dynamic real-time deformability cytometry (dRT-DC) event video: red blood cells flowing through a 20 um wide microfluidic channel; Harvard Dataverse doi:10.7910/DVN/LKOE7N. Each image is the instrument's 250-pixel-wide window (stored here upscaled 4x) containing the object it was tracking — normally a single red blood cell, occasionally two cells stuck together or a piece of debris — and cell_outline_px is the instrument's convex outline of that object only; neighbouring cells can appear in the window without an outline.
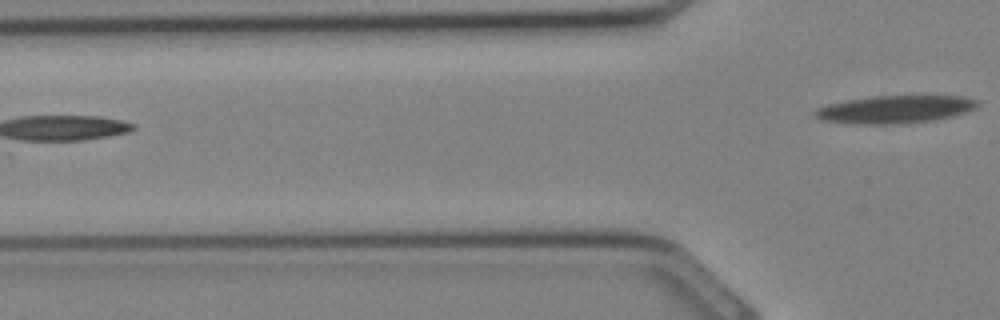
{"species": "Egyptian fruit bat (a non-hibernating species)", "species_latin": "Rousettus aegyptiacus", "temperature_condition": "cold", "stored_images_in_passage": 10, "segment_of_instrument_passage": [2, 2], "camera_frame_rate_fps": 3000, "um_per_image_px": 0.085, "animal": {"sex": "female"}, "frame": {"image": 1, "passage_image": 10, "time_ms": 3.0, "image_size_px": [1000, 320], "cell_outline_px": [[980, 104], [976, 108], [964, 112], [932, 120], [904, 124], [860, 124], [820, 120], [812, 112], [816, 108], [828, 104], [848, 100], [872, 96], [964, 96], [980, 100]], "centroid_in_image_um": [76.07, 9.29], "position_along_channel_um": 49.7, "area_um2": 26.24}}